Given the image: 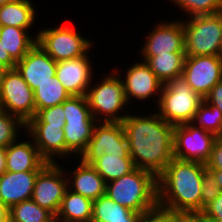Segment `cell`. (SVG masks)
I'll return each instance as SVG.
<instances>
[{
  "mask_svg": "<svg viewBox=\"0 0 222 222\" xmlns=\"http://www.w3.org/2000/svg\"><path fill=\"white\" fill-rule=\"evenodd\" d=\"M125 72L124 76L119 75V77H121L128 105L133 99L145 101L157 95L158 98L155 99V107H157L164 83L153 73L148 64L145 61L135 62Z\"/></svg>",
  "mask_w": 222,
  "mask_h": 222,
  "instance_id": "obj_14",
  "label": "cell"
},
{
  "mask_svg": "<svg viewBox=\"0 0 222 222\" xmlns=\"http://www.w3.org/2000/svg\"><path fill=\"white\" fill-rule=\"evenodd\" d=\"M203 100L183 76H179L164 83L157 113L173 126L187 124L192 121Z\"/></svg>",
  "mask_w": 222,
  "mask_h": 222,
  "instance_id": "obj_5",
  "label": "cell"
},
{
  "mask_svg": "<svg viewBox=\"0 0 222 222\" xmlns=\"http://www.w3.org/2000/svg\"><path fill=\"white\" fill-rule=\"evenodd\" d=\"M31 140L27 139V141L24 140L21 142H17L18 140H16L6 147L7 171H41L48 164L40 155L33 139Z\"/></svg>",
  "mask_w": 222,
  "mask_h": 222,
  "instance_id": "obj_21",
  "label": "cell"
},
{
  "mask_svg": "<svg viewBox=\"0 0 222 222\" xmlns=\"http://www.w3.org/2000/svg\"><path fill=\"white\" fill-rule=\"evenodd\" d=\"M103 154H130L121 122H97L88 147L79 159L91 165Z\"/></svg>",
  "mask_w": 222,
  "mask_h": 222,
  "instance_id": "obj_12",
  "label": "cell"
},
{
  "mask_svg": "<svg viewBox=\"0 0 222 222\" xmlns=\"http://www.w3.org/2000/svg\"><path fill=\"white\" fill-rule=\"evenodd\" d=\"M79 164L66 177L68 189L94 201L106 193V181L92 165L79 159Z\"/></svg>",
  "mask_w": 222,
  "mask_h": 222,
  "instance_id": "obj_20",
  "label": "cell"
},
{
  "mask_svg": "<svg viewBox=\"0 0 222 222\" xmlns=\"http://www.w3.org/2000/svg\"><path fill=\"white\" fill-rule=\"evenodd\" d=\"M18 129H24L25 132L26 124H24L19 118L13 116L5 111L0 110V146L7 147L11 143L18 140L19 131Z\"/></svg>",
  "mask_w": 222,
  "mask_h": 222,
  "instance_id": "obj_32",
  "label": "cell"
},
{
  "mask_svg": "<svg viewBox=\"0 0 222 222\" xmlns=\"http://www.w3.org/2000/svg\"><path fill=\"white\" fill-rule=\"evenodd\" d=\"M57 62L46 53L37 43L34 47L16 63V69L23 80L34 91L56 74Z\"/></svg>",
  "mask_w": 222,
  "mask_h": 222,
  "instance_id": "obj_18",
  "label": "cell"
},
{
  "mask_svg": "<svg viewBox=\"0 0 222 222\" xmlns=\"http://www.w3.org/2000/svg\"><path fill=\"white\" fill-rule=\"evenodd\" d=\"M28 31L13 26H0V42L16 63L37 43V37L30 36Z\"/></svg>",
  "mask_w": 222,
  "mask_h": 222,
  "instance_id": "obj_24",
  "label": "cell"
},
{
  "mask_svg": "<svg viewBox=\"0 0 222 222\" xmlns=\"http://www.w3.org/2000/svg\"><path fill=\"white\" fill-rule=\"evenodd\" d=\"M140 215L103 195L93 201L91 222H138Z\"/></svg>",
  "mask_w": 222,
  "mask_h": 222,
  "instance_id": "obj_25",
  "label": "cell"
},
{
  "mask_svg": "<svg viewBox=\"0 0 222 222\" xmlns=\"http://www.w3.org/2000/svg\"><path fill=\"white\" fill-rule=\"evenodd\" d=\"M0 222H9V209L0 201Z\"/></svg>",
  "mask_w": 222,
  "mask_h": 222,
  "instance_id": "obj_41",
  "label": "cell"
},
{
  "mask_svg": "<svg viewBox=\"0 0 222 222\" xmlns=\"http://www.w3.org/2000/svg\"><path fill=\"white\" fill-rule=\"evenodd\" d=\"M69 97L70 94L65 90L58 78L54 76L34 90L36 113L39 110L62 104Z\"/></svg>",
  "mask_w": 222,
  "mask_h": 222,
  "instance_id": "obj_28",
  "label": "cell"
},
{
  "mask_svg": "<svg viewBox=\"0 0 222 222\" xmlns=\"http://www.w3.org/2000/svg\"><path fill=\"white\" fill-rule=\"evenodd\" d=\"M205 169V163L174 158L157 177L158 205L182 216L199 215Z\"/></svg>",
  "mask_w": 222,
  "mask_h": 222,
  "instance_id": "obj_2",
  "label": "cell"
},
{
  "mask_svg": "<svg viewBox=\"0 0 222 222\" xmlns=\"http://www.w3.org/2000/svg\"><path fill=\"white\" fill-rule=\"evenodd\" d=\"M210 170L216 179L217 185L220 187L221 191H222V169H208Z\"/></svg>",
  "mask_w": 222,
  "mask_h": 222,
  "instance_id": "obj_43",
  "label": "cell"
},
{
  "mask_svg": "<svg viewBox=\"0 0 222 222\" xmlns=\"http://www.w3.org/2000/svg\"><path fill=\"white\" fill-rule=\"evenodd\" d=\"M204 99L210 105L217 107L222 113V80L211 89Z\"/></svg>",
  "mask_w": 222,
  "mask_h": 222,
  "instance_id": "obj_38",
  "label": "cell"
},
{
  "mask_svg": "<svg viewBox=\"0 0 222 222\" xmlns=\"http://www.w3.org/2000/svg\"><path fill=\"white\" fill-rule=\"evenodd\" d=\"M142 56H156L158 54L185 53V31L183 20L160 21L147 34L144 46L141 47Z\"/></svg>",
  "mask_w": 222,
  "mask_h": 222,
  "instance_id": "obj_15",
  "label": "cell"
},
{
  "mask_svg": "<svg viewBox=\"0 0 222 222\" xmlns=\"http://www.w3.org/2000/svg\"><path fill=\"white\" fill-rule=\"evenodd\" d=\"M221 192L214 174L206 168L202 176L201 212L215 200Z\"/></svg>",
  "mask_w": 222,
  "mask_h": 222,
  "instance_id": "obj_33",
  "label": "cell"
},
{
  "mask_svg": "<svg viewBox=\"0 0 222 222\" xmlns=\"http://www.w3.org/2000/svg\"><path fill=\"white\" fill-rule=\"evenodd\" d=\"M105 195L120 206L142 214L158 205L157 177L135 168L129 174L106 183Z\"/></svg>",
  "mask_w": 222,
  "mask_h": 222,
  "instance_id": "obj_3",
  "label": "cell"
},
{
  "mask_svg": "<svg viewBox=\"0 0 222 222\" xmlns=\"http://www.w3.org/2000/svg\"><path fill=\"white\" fill-rule=\"evenodd\" d=\"M145 61L153 73L163 82L182 76L185 53H167L156 56H140Z\"/></svg>",
  "mask_w": 222,
  "mask_h": 222,
  "instance_id": "obj_26",
  "label": "cell"
},
{
  "mask_svg": "<svg viewBox=\"0 0 222 222\" xmlns=\"http://www.w3.org/2000/svg\"><path fill=\"white\" fill-rule=\"evenodd\" d=\"M0 64L5 66L7 69H15L16 62L11 58L9 52L4 48L0 42Z\"/></svg>",
  "mask_w": 222,
  "mask_h": 222,
  "instance_id": "obj_39",
  "label": "cell"
},
{
  "mask_svg": "<svg viewBox=\"0 0 222 222\" xmlns=\"http://www.w3.org/2000/svg\"><path fill=\"white\" fill-rule=\"evenodd\" d=\"M181 214L165 209L159 205L140 215L138 222H180Z\"/></svg>",
  "mask_w": 222,
  "mask_h": 222,
  "instance_id": "obj_35",
  "label": "cell"
},
{
  "mask_svg": "<svg viewBox=\"0 0 222 222\" xmlns=\"http://www.w3.org/2000/svg\"><path fill=\"white\" fill-rule=\"evenodd\" d=\"M65 167L48 163L37 175L31 199L40 207L57 215L68 189ZM65 171V172H64Z\"/></svg>",
  "mask_w": 222,
  "mask_h": 222,
  "instance_id": "obj_11",
  "label": "cell"
},
{
  "mask_svg": "<svg viewBox=\"0 0 222 222\" xmlns=\"http://www.w3.org/2000/svg\"><path fill=\"white\" fill-rule=\"evenodd\" d=\"M180 222H207L204 221L199 215L194 216H182Z\"/></svg>",
  "mask_w": 222,
  "mask_h": 222,
  "instance_id": "obj_42",
  "label": "cell"
},
{
  "mask_svg": "<svg viewBox=\"0 0 222 222\" xmlns=\"http://www.w3.org/2000/svg\"><path fill=\"white\" fill-rule=\"evenodd\" d=\"M32 2L15 0L0 6V26L31 29L36 21V11Z\"/></svg>",
  "mask_w": 222,
  "mask_h": 222,
  "instance_id": "obj_23",
  "label": "cell"
},
{
  "mask_svg": "<svg viewBox=\"0 0 222 222\" xmlns=\"http://www.w3.org/2000/svg\"><path fill=\"white\" fill-rule=\"evenodd\" d=\"M182 76L203 99L222 80V55L186 57Z\"/></svg>",
  "mask_w": 222,
  "mask_h": 222,
  "instance_id": "obj_13",
  "label": "cell"
},
{
  "mask_svg": "<svg viewBox=\"0 0 222 222\" xmlns=\"http://www.w3.org/2000/svg\"><path fill=\"white\" fill-rule=\"evenodd\" d=\"M183 12L192 16L211 15L222 12V0H170Z\"/></svg>",
  "mask_w": 222,
  "mask_h": 222,
  "instance_id": "obj_31",
  "label": "cell"
},
{
  "mask_svg": "<svg viewBox=\"0 0 222 222\" xmlns=\"http://www.w3.org/2000/svg\"><path fill=\"white\" fill-rule=\"evenodd\" d=\"M29 122H45L54 126L65 125V114L63 103L39 110L36 115Z\"/></svg>",
  "mask_w": 222,
  "mask_h": 222,
  "instance_id": "obj_34",
  "label": "cell"
},
{
  "mask_svg": "<svg viewBox=\"0 0 222 222\" xmlns=\"http://www.w3.org/2000/svg\"><path fill=\"white\" fill-rule=\"evenodd\" d=\"M39 172L6 171L0 177V201L9 209L15 204L31 199Z\"/></svg>",
  "mask_w": 222,
  "mask_h": 222,
  "instance_id": "obj_19",
  "label": "cell"
},
{
  "mask_svg": "<svg viewBox=\"0 0 222 222\" xmlns=\"http://www.w3.org/2000/svg\"><path fill=\"white\" fill-rule=\"evenodd\" d=\"M66 157L78 159L86 151L97 121L89 108L86 96H70L63 102Z\"/></svg>",
  "mask_w": 222,
  "mask_h": 222,
  "instance_id": "obj_6",
  "label": "cell"
},
{
  "mask_svg": "<svg viewBox=\"0 0 222 222\" xmlns=\"http://www.w3.org/2000/svg\"><path fill=\"white\" fill-rule=\"evenodd\" d=\"M0 110L16 116L24 124L36 115L34 91L16 68L6 71L0 94Z\"/></svg>",
  "mask_w": 222,
  "mask_h": 222,
  "instance_id": "obj_9",
  "label": "cell"
},
{
  "mask_svg": "<svg viewBox=\"0 0 222 222\" xmlns=\"http://www.w3.org/2000/svg\"><path fill=\"white\" fill-rule=\"evenodd\" d=\"M93 201L67 189L56 222H91Z\"/></svg>",
  "mask_w": 222,
  "mask_h": 222,
  "instance_id": "obj_22",
  "label": "cell"
},
{
  "mask_svg": "<svg viewBox=\"0 0 222 222\" xmlns=\"http://www.w3.org/2000/svg\"><path fill=\"white\" fill-rule=\"evenodd\" d=\"M9 222H55V216L29 199L9 208Z\"/></svg>",
  "mask_w": 222,
  "mask_h": 222,
  "instance_id": "obj_29",
  "label": "cell"
},
{
  "mask_svg": "<svg viewBox=\"0 0 222 222\" xmlns=\"http://www.w3.org/2000/svg\"><path fill=\"white\" fill-rule=\"evenodd\" d=\"M7 70L8 69L5 66L0 64V94H1V91H2V84H3V80H4V77H5V74H6Z\"/></svg>",
  "mask_w": 222,
  "mask_h": 222,
  "instance_id": "obj_44",
  "label": "cell"
},
{
  "mask_svg": "<svg viewBox=\"0 0 222 222\" xmlns=\"http://www.w3.org/2000/svg\"><path fill=\"white\" fill-rule=\"evenodd\" d=\"M63 127L45 122H28L26 124L25 131H28L26 134L33 139L40 155L48 163H57L56 159L66 157Z\"/></svg>",
  "mask_w": 222,
  "mask_h": 222,
  "instance_id": "obj_17",
  "label": "cell"
},
{
  "mask_svg": "<svg viewBox=\"0 0 222 222\" xmlns=\"http://www.w3.org/2000/svg\"><path fill=\"white\" fill-rule=\"evenodd\" d=\"M90 61L88 52L82 57L57 62L55 76L70 96H86L94 80V69Z\"/></svg>",
  "mask_w": 222,
  "mask_h": 222,
  "instance_id": "obj_16",
  "label": "cell"
},
{
  "mask_svg": "<svg viewBox=\"0 0 222 222\" xmlns=\"http://www.w3.org/2000/svg\"><path fill=\"white\" fill-rule=\"evenodd\" d=\"M217 138L220 139V140H222V130H221V132L217 135Z\"/></svg>",
  "mask_w": 222,
  "mask_h": 222,
  "instance_id": "obj_46",
  "label": "cell"
},
{
  "mask_svg": "<svg viewBox=\"0 0 222 222\" xmlns=\"http://www.w3.org/2000/svg\"><path fill=\"white\" fill-rule=\"evenodd\" d=\"M119 71V69L112 70V73L105 75L99 83L92 82L88 88L86 97L91 113L97 122H122L128 115V111L124 109L128 103Z\"/></svg>",
  "mask_w": 222,
  "mask_h": 222,
  "instance_id": "obj_4",
  "label": "cell"
},
{
  "mask_svg": "<svg viewBox=\"0 0 222 222\" xmlns=\"http://www.w3.org/2000/svg\"><path fill=\"white\" fill-rule=\"evenodd\" d=\"M188 19L183 20L186 57L222 55V12Z\"/></svg>",
  "mask_w": 222,
  "mask_h": 222,
  "instance_id": "obj_7",
  "label": "cell"
},
{
  "mask_svg": "<svg viewBox=\"0 0 222 222\" xmlns=\"http://www.w3.org/2000/svg\"><path fill=\"white\" fill-rule=\"evenodd\" d=\"M190 123L217 136L222 130V113L204 99Z\"/></svg>",
  "mask_w": 222,
  "mask_h": 222,
  "instance_id": "obj_30",
  "label": "cell"
},
{
  "mask_svg": "<svg viewBox=\"0 0 222 222\" xmlns=\"http://www.w3.org/2000/svg\"><path fill=\"white\" fill-rule=\"evenodd\" d=\"M91 165L106 183L127 175L135 169L130 154H103Z\"/></svg>",
  "mask_w": 222,
  "mask_h": 222,
  "instance_id": "obj_27",
  "label": "cell"
},
{
  "mask_svg": "<svg viewBox=\"0 0 222 222\" xmlns=\"http://www.w3.org/2000/svg\"><path fill=\"white\" fill-rule=\"evenodd\" d=\"M6 171V148L0 146V177Z\"/></svg>",
  "mask_w": 222,
  "mask_h": 222,
  "instance_id": "obj_40",
  "label": "cell"
},
{
  "mask_svg": "<svg viewBox=\"0 0 222 222\" xmlns=\"http://www.w3.org/2000/svg\"><path fill=\"white\" fill-rule=\"evenodd\" d=\"M205 165L207 169H222V140L215 139L210 158Z\"/></svg>",
  "mask_w": 222,
  "mask_h": 222,
  "instance_id": "obj_37",
  "label": "cell"
},
{
  "mask_svg": "<svg viewBox=\"0 0 222 222\" xmlns=\"http://www.w3.org/2000/svg\"><path fill=\"white\" fill-rule=\"evenodd\" d=\"M121 123L135 168L158 177L174 159L175 126L167 123L157 111L149 116L128 113Z\"/></svg>",
  "mask_w": 222,
  "mask_h": 222,
  "instance_id": "obj_1",
  "label": "cell"
},
{
  "mask_svg": "<svg viewBox=\"0 0 222 222\" xmlns=\"http://www.w3.org/2000/svg\"><path fill=\"white\" fill-rule=\"evenodd\" d=\"M46 28L36 33L37 44L56 62L82 57L93 46L90 39L81 36L71 26L60 24L59 27Z\"/></svg>",
  "mask_w": 222,
  "mask_h": 222,
  "instance_id": "obj_8",
  "label": "cell"
},
{
  "mask_svg": "<svg viewBox=\"0 0 222 222\" xmlns=\"http://www.w3.org/2000/svg\"><path fill=\"white\" fill-rule=\"evenodd\" d=\"M15 0H0V6H3L4 4L6 3H10V2H13Z\"/></svg>",
  "mask_w": 222,
  "mask_h": 222,
  "instance_id": "obj_45",
  "label": "cell"
},
{
  "mask_svg": "<svg viewBox=\"0 0 222 222\" xmlns=\"http://www.w3.org/2000/svg\"><path fill=\"white\" fill-rule=\"evenodd\" d=\"M217 136L191 123L174 128L173 156L182 161L206 163Z\"/></svg>",
  "mask_w": 222,
  "mask_h": 222,
  "instance_id": "obj_10",
  "label": "cell"
},
{
  "mask_svg": "<svg viewBox=\"0 0 222 222\" xmlns=\"http://www.w3.org/2000/svg\"><path fill=\"white\" fill-rule=\"evenodd\" d=\"M199 216L207 222H222V192L204 208Z\"/></svg>",
  "mask_w": 222,
  "mask_h": 222,
  "instance_id": "obj_36",
  "label": "cell"
}]
</instances>
